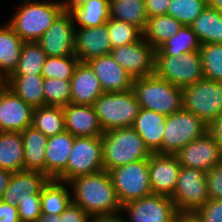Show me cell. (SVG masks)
<instances>
[{"mask_svg":"<svg viewBox=\"0 0 222 222\" xmlns=\"http://www.w3.org/2000/svg\"><path fill=\"white\" fill-rule=\"evenodd\" d=\"M67 184L73 191L72 202L92 218L121 216L122 204L106 170L78 176Z\"/></svg>","mask_w":222,"mask_h":222,"instance_id":"cell-1","label":"cell"},{"mask_svg":"<svg viewBox=\"0 0 222 222\" xmlns=\"http://www.w3.org/2000/svg\"><path fill=\"white\" fill-rule=\"evenodd\" d=\"M22 1L7 23L24 42L38 41L64 11L62 1Z\"/></svg>","mask_w":222,"mask_h":222,"instance_id":"cell-2","label":"cell"},{"mask_svg":"<svg viewBox=\"0 0 222 222\" xmlns=\"http://www.w3.org/2000/svg\"><path fill=\"white\" fill-rule=\"evenodd\" d=\"M104 170L109 171L128 163L149 159L152 153L141 136L132 128H115L102 135Z\"/></svg>","mask_w":222,"mask_h":222,"instance_id":"cell-3","label":"cell"},{"mask_svg":"<svg viewBox=\"0 0 222 222\" xmlns=\"http://www.w3.org/2000/svg\"><path fill=\"white\" fill-rule=\"evenodd\" d=\"M132 89L140 108L153 110L166 116L183 109L182 88L172 85L155 74L135 78Z\"/></svg>","mask_w":222,"mask_h":222,"instance_id":"cell-4","label":"cell"},{"mask_svg":"<svg viewBox=\"0 0 222 222\" xmlns=\"http://www.w3.org/2000/svg\"><path fill=\"white\" fill-rule=\"evenodd\" d=\"M93 107L104 132L115 128L132 127L140 110L133 89L103 93L94 102Z\"/></svg>","mask_w":222,"mask_h":222,"instance_id":"cell-5","label":"cell"},{"mask_svg":"<svg viewBox=\"0 0 222 222\" xmlns=\"http://www.w3.org/2000/svg\"><path fill=\"white\" fill-rule=\"evenodd\" d=\"M154 74L172 85L185 88L203 79L200 51L173 55H155Z\"/></svg>","mask_w":222,"mask_h":222,"instance_id":"cell-6","label":"cell"},{"mask_svg":"<svg viewBox=\"0 0 222 222\" xmlns=\"http://www.w3.org/2000/svg\"><path fill=\"white\" fill-rule=\"evenodd\" d=\"M183 109L209 125L222 114V82L201 79L182 89Z\"/></svg>","mask_w":222,"mask_h":222,"instance_id":"cell-7","label":"cell"},{"mask_svg":"<svg viewBox=\"0 0 222 222\" xmlns=\"http://www.w3.org/2000/svg\"><path fill=\"white\" fill-rule=\"evenodd\" d=\"M107 172L122 206L130 201L153 194L148 159L134 161Z\"/></svg>","mask_w":222,"mask_h":222,"instance_id":"cell-8","label":"cell"},{"mask_svg":"<svg viewBox=\"0 0 222 222\" xmlns=\"http://www.w3.org/2000/svg\"><path fill=\"white\" fill-rule=\"evenodd\" d=\"M206 125L193 113L181 109L166 117L162 154L175 155L181 148L207 132Z\"/></svg>","mask_w":222,"mask_h":222,"instance_id":"cell-9","label":"cell"},{"mask_svg":"<svg viewBox=\"0 0 222 222\" xmlns=\"http://www.w3.org/2000/svg\"><path fill=\"white\" fill-rule=\"evenodd\" d=\"M102 137H75L66 170L57 178L68 183L103 170Z\"/></svg>","mask_w":222,"mask_h":222,"instance_id":"cell-10","label":"cell"},{"mask_svg":"<svg viewBox=\"0 0 222 222\" xmlns=\"http://www.w3.org/2000/svg\"><path fill=\"white\" fill-rule=\"evenodd\" d=\"M170 198L180 213H194L201 208L209 200L206 172L181 166Z\"/></svg>","mask_w":222,"mask_h":222,"instance_id":"cell-11","label":"cell"},{"mask_svg":"<svg viewBox=\"0 0 222 222\" xmlns=\"http://www.w3.org/2000/svg\"><path fill=\"white\" fill-rule=\"evenodd\" d=\"M127 221L120 216L121 222H175L179 213L169 196L150 194L130 201L122 206Z\"/></svg>","mask_w":222,"mask_h":222,"instance_id":"cell-12","label":"cell"},{"mask_svg":"<svg viewBox=\"0 0 222 222\" xmlns=\"http://www.w3.org/2000/svg\"><path fill=\"white\" fill-rule=\"evenodd\" d=\"M110 55L134 79L154 74L155 49L144 38L112 48Z\"/></svg>","mask_w":222,"mask_h":222,"instance_id":"cell-13","label":"cell"},{"mask_svg":"<svg viewBox=\"0 0 222 222\" xmlns=\"http://www.w3.org/2000/svg\"><path fill=\"white\" fill-rule=\"evenodd\" d=\"M33 109L0 82V132H22L32 126Z\"/></svg>","mask_w":222,"mask_h":222,"instance_id":"cell-14","label":"cell"},{"mask_svg":"<svg viewBox=\"0 0 222 222\" xmlns=\"http://www.w3.org/2000/svg\"><path fill=\"white\" fill-rule=\"evenodd\" d=\"M75 30L71 14L63 11L37 42L47 56L75 55Z\"/></svg>","mask_w":222,"mask_h":222,"instance_id":"cell-15","label":"cell"},{"mask_svg":"<svg viewBox=\"0 0 222 222\" xmlns=\"http://www.w3.org/2000/svg\"><path fill=\"white\" fill-rule=\"evenodd\" d=\"M181 166L210 171L222 163V153L214 138L206 132L175 154Z\"/></svg>","mask_w":222,"mask_h":222,"instance_id":"cell-16","label":"cell"},{"mask_svg":"<svg viewBox=\"0 0 222 222\" xmlns=\"http://www.w3.org/2000/svg\"><path fill=\"white\" fill-rule=\"evenodd\" d=\"M148 168L153 194L171 197L181 169L177 156L152 153L148 159Z\"/></svg>","mask_w":222,"mask_h":222,"instance_id":"cell-17","label":"cell"},{"mask_svg":"<svg viewBox=\"0 0 222 222\" xmlns=\"http://www.w3.org/2000/svg\"><path fill=\"white\" fill-rule=\"evenodd\" d=\"M110 42L107 23L92 28H77L75 30V56L80 62L110 54Z\"/></svg>","mask_w":222,"mask_h":222,"instance_id":"cell-18","label":"cell"},{"mask_svg":"<svg viewBox=\"0 0 222 222\" xmlns=\"http://www.w3.org/2000/svg\"><path fill=\"white\" fill-rule=\"evenodd\" d=\"M87 63L94 70L104 93L124 92L132 89L134 78L110 54L93 58Z\"/></svg>","mask_w":222,"mask_h":222,"instance_id":"cell-19","label":"cell"},{"mask_svg":"<svg viewBox=\"0 0 222 222\" xmlns=\"http://www.w3.org/2000/svg\"><path fill=\"white\" fill-rule=\"evenodd\" d=\"M49 180L50 178L40 171L13 172L1 199L18 206L19 201L33 200V195H41L42 188Z\"/></svg>","mask_w":222,"mask_h":222,"instance_id":"cell-20","label":"cell"},{"mask_svg":"<svg viewBox=\"0 0 222 222\" xmlns=\"http://www.w3.org/2000/svg\"><path fill=\"white\" fill-rule=\"evenodd\" d=\"M65 130L74 137H102L104 130L94 107L69 103L63 107Z\"/></svg>","mask_w":222,"mask_h":222,"instance_id":"cell-21","label":"cell"},{"mask_svg":"<svg viewBox=\"0 0 222 222\" xmlns=\"http://www.w3.org/2000/svg\"><path fill=\"white\" fill-rule=\"evenodd\" d=\"M70 84L72 104L93 106L104 93L94 70L87 62H78Z\"/></svg>","mask_w":222,"mask_h":222,"instance_id":"cell-22","label":"cell"},{"mask_svg":"<svg viewBox=\"0 0 222 222\" xmlns=\"http://www.w3.org/2000/svg\"><path fill=\"white\" fill-rule=\"evenodd\" d=\"M166 115L140 108L132 128L141 136L151 153L162 154V139L165 131Z\"/></svg>","mask_w":222,"mask_h":222,"instance_id":"cell-23","label":"cell"},{"mask_svg":"<svg viewBox=\"0 0 222 222\" xmlns=\"http://www.w3.org/2000/svg\"><path fill=\"white\" fill-rule=\"evenodd\" d=\"M74 138L66 130L48 137L45 151V175L50 179H57L66 170Z\"/></svg>","mask_w":222,"mask_h":222,"instance_id":"cell-24","label":"cell"},{"mask_svg":"<svg viewBox=\"0 0 222 222\" xmlns=\"http://www.w3.org/2000/svg\"><path fill=\"white\" fill-rule=\"evenodd\" d=\"M0 26V82H4L16 69L24 41L11 26Z\"/></svg>","mask_w":222,"mask_h":222,"instance_id":"cell-25","label":"cell"},{"mask_svg":"<svg viewBox=\"0 0 222 222\" xmlns=\"http://www.w3.org/2000/svg\"><path fill=\"white\" fill-rule=\"evenodd\" d=\"M24 146V170L45 174V151L48 137L33 126L21 132Z\"/></svg>","mask_w":222,"mask_h":222,"instance_id":"cell-26","label":"cell"},{"mask_svg":"<svg viewBox=\"0 0 222 222\" xmlns=\"http://www.w3.org/2000/svg\"><path fill=\"white\" fill-rule=\"evenodd\" d=\"M42 75L9 76L3 83L33 108L45 106Z\"/></svg>","mask_w":222,"mask_h":222,"instance_id":"cell-27","label":"cell"},{"mask_svg":"<svg viewBox=\"0 0 222 222\" xmlns=\"http://www.w3.org/2000/svg\"><path fill=\"white\" fill-rule=\"evenodd\" d=\"M0 169L24 170V146L21 132H0Z\"/></svg>","mask_w":222,"mask_h":222,"instance_id":"cell-28","label":"cell"},{"mask_svg":"<svg viewBox=\"0 0 222 222\" xmlns=\"http://www.w3.org/2000/svg\"><path fill=\"white\" fill-rule=\"evenodd\" d=\"M202 44H222V13L206 6L190 25Z\"/></svg>","mask_w":222,"mask_h":222,"instance_id":"cell-29","label":"cell"},{"mask_svg":"<svg viewBox=\"0 0 222 222\" xmlns=\"http://www.w3.org/2000/svg\"><path fill=\"white\" fill-rule=\"evenodd\" d=\"M69 13L76 29L98 27L104 25L110 18L109 0H89Z\"/></svg>","mask_w":222,"mask_h":222,"instance_id":"cell-30","label":"cell"},{"mask_svg":"<svg viewBox=\"0 0 222 222\" xmlns=\"http://www.w3.org/2000/svg\"><path fill=\"white\" fill-rule=\"evenodd\" d=\"M182 26L183 24L168 14L149 17L143 38L156 50L171 36L177 34Z\"/></svg>","mask_w":222,"mask_h":222,"instance_id":"cell-31","label":"cell"},{"mask_svg":"<svg viewBox=\"0 0 222 222\" xmlns=\"http://www.w3.org/2000/svg\"><path fill=\"white\" fill-rule=\"evenodd\" d=\"M66 182L50 179L41 191L42 214L60 215L71 203L70 191L65 186Z\"/></svg>","mask_w":222,"mask_h":222,"instance_id":"cell-32","label":"cell"},{"mask_svg":"<svg viewBox=\"0 0 222 222\" xmlns=\"http://www.w3.org/2000/svg\"><path fill=\"white\" fill-rule=\"evenodd\" d=\"M109 4L110 18L135 25L144 31L148 20L144 0H109Z\"/></svg>","mask_w":222,"mask_h":222,"instance_id":"cell-33","label":"cell"},{"mask_svg":"<svg viewBox=\"0 0 222 222\" xmlns=\"http://www.w3.org/2000/svg\"><path fill=\"white\" fill-rule=\"evenodd\" d=\"M32 126L47 137L65 131L63 107L40 106L33 109Z\"/></svg>","mask_w":222,"mask_h":222,"instance_id":"cell-34","label":"cell"},{"mask_svg":"<svg viewBox=\"0 0 222 222\" xmlns=\"http://www.w3.org/2000/svg\"><path fill=\"white\" fill-rule=\"evenodd\" d=\"M47 55L37 41L24 42L16 69L10 76L41 75Z\"/></svg>","mask_w":222,"mask_h":222,"instance_id":"cell-35","label":"cell"},{"mask_svg":"<svg viewBox=\"0 0 222 222\" xmlns=\"http://www.w3.org/2000/svg\"><path fill=\"white\" fill-rule=\"evenodd\" d=\"M201 46L196 34L191 26L183 25L179 32L171 36L158 49L155 50V55H179L199 51Z\"/></svg>","mask_w":222,"mask_h":222,"instance_id":"cell-36","label":"cell"},{"mask_svg":"<svg viewBox=\"0 0 222 222\" xmlns=\"http://www.w3.org/2000/svg\"><path fill=\"white\" fill-rule=\"evenodd\" d=\"M199 51L204 78L222 82V44H202Z\"/></svg>","mask_w":222,"mask_h":222,"instance_id":"cell-37","label":"cell"},{"mask_svg":"<svg viewBox=\"0 0 222 222\" xmlns=\"http://www.w3.org/2000/svg\"><path fill=\"white\" fill-rule=\"evenodd\" d=\"M106 23L112 48L132 44L143 38V31L135 25L112 18Z\"/></svg>","mask_w":222,"mask_h":222,"instance_id":"cell-38","label":"cell"},{"mask_svg":"<svg viewBox=\"0 0 222 222\" xmlns=\"http://www.w3.org/2000/svg\"><path fill=\"white\" fill-rule=\"evenodd\" d=\"M79 59L75 55L57 57L47 56L42 68L44 78H55L70 81Z\"/></svg>","mask_w":222,"mask_h":222,"instance_id":"cell-39","label":"cell"},{"mask_svg":"<svg viewBox=\"0 0 222 222\" xmlns=\"http://www.w3.org/2000/svg\"><path fill=\"white\" fill-rule=\"evenodd\" d=\"M206 6L205 0H171L167 14L181 24L190 26Z\"/></svg>","mask_w":222,"mask_h":222,"instance_id":"cell-40","label":"cell"},{"mask_svg":"<svg viewBox=\"0 0 222 222\" xmlns=\"http://www.w3.org/2000/svg\"><path fill=\"white\" fill-rule=\"evenodd\" d=\"M43 92L46 106L64 107L70 103V81L55 78H44Z\"/></svg>","mask_w":222,"mask_h":222,"instance_id":"cell-41","label":"cell"},{"mask_svg":"<svg viewBox=\"0 0 222 222\" xmlns=\"http://www.w3.org/2000/svg\"><path fill=\"white\" fill-rule=\"evenodd\" d=\"M18 212L20 222H36L42 214L40 195H33V200L19 201Z\"/></svg>","mask_w":222,"mask_h":222,"instance_id":"cell-42","label":"cell"},{"mask_svg":"<svg viewBox=\"0 0 222 222\" xmlns=\"http://www.w3.org/2000/svg\"><path fill=\"white\" fill-rule=\"evenodd\" d=\"M194 214L201 222H222V199H209Z\"/></svg>","mask_w":222,"mask_h":222,"instance_id":"cell-43","label":"cell"},{"mask_svg":"<svg viewBox=\"0 0 222 222\" xmlns=\"http://www.w3.org/2000/svg\"><path fill=\"white\" fill-rule=\"evenodd\" d=\"M209 199H222V163L206 172Z\"/></svg>","mask_w":222,"mask_h":222,"instance_id":"cell-44","label":"cell"},{"mask_svg":"<svg viewBox=\"0 0 222 222\" xmlns=\"http://www.w3.org/2000/svg\"><path fill=\"white\" fill-rule=\"evenodd\" d=\"M91 216L82 208L71 201L66 209L60 214L59 222H90Z\"/></svg>","mask_w":222,"mask_h":222,"instance_id":"cell-45","label":"cell"},{"mask_svg":"<svg viewBox=\"0 0 222 222\" xmlns=\"http://www.w3.org/2000/svg\"><path fill=\"white\" fill-rule=\"evenodd\" d=\"M145 10L147 12L148 18L165 15L168 12L171 0H144Z\"/></svg>","mask_w":222,"mask_h":222,"instance_id":"cell-46","label":"cell"},{"mask_svg":"<svg viewBox=\"0 0 222 222\" xmlns=\"http://www.w3.org/2000/svg\"><path fill=\"white\" fill-rule=\"evenodd\" d=\"M0 222H20L18 206L0 199Z\"/></svg>","mask_w":222,"mask_h":222,"instance_id":"cell-47","label":"cell"},{"mask_svg":"<svg viewBox=\"0 0 222 222\" xmlns=\"http://www.w3.org/2000/svg\"><path fill=\"white\" fill-rule=\"evenodd\" d=\"M207 132L217 142L222 153V114L208 125Z\"/></svg>","mask_w":222,"mask_h":222,"instance_id":"cell-48","label":"cell"},{"mask_svg":"<svg viewBox=\"0 0 222 222\" xmlns=\"http://www.w3.org/2000/svg\"><path fill=\"white\" fill-rule=\"evenodd\" d=\"M13 172L0 169V199L2 198L6 188L8 187Z\"/></svg>","mask_w":222,"mask_h":222,"instance_id":"cell-49","label":"cell"},{"mask_svg":"<svg viewBox=\"0 0 222 222\" xmlns=\"http://www.w3.org/2000/svg\"><path fill=\"white\" fill-rule=\"evenodd\" d=\"M89 0H64L62 3L63 9L66 12H70L72 9L79 8Z\"/></svg>","mask_w":222,"mask_h":222,"instance_id":"cell-50","label":"cell"},{"mask_svg":"<svg viewBox=\"0 0 222 222\" xmlns=\"http://www.w3.org/2000/svg\"><path fill=\"white\" fill-rule=\"evenodd\" d=\"M175 222H201L194 213H178Z\"/></svg>","mask_w":222,"mask_h":222,"instance_id":"cell-51","label":"cell"},{"mask_svg":"<svg viewBox=\"0 0 222 222\" xmlns=\"http://www.w3.org/2000/svg\"><path fill=\"white\" fill-rule=\"evenodd\" d=\"M60 221V215L55 214H41L36 222H59Z\"/></svg>","mask_w":222,"mask_h":222,"instance_id":"cell-52","label":"cell"},{"mask_svg":"<svg viewBox=\"0 0 222 222\" xmlns=\"http://www.w3.org/2000/svg\"><path fill=\"white\" fill-rule=\"evenodd\" d=\"M206 5L222 13V0H205Z\"/></svg>","mask_w":222,"mask_h":222,"instance_id":"cell-53","label":"cell"},{"mask_svg":"<svg viewBox=\"0 0 222 222\" xmlns=\"http://www.w3.org/2000/svg\"><path fill=\"white\" fill-rule=\"evenodd\" d=\"M120 217H100V218H91L90 222H120Z\"/></svg>","mask_w":222,"mask_h":222,"instance_id":"cell-54","label":"cell"}]
</instances>
